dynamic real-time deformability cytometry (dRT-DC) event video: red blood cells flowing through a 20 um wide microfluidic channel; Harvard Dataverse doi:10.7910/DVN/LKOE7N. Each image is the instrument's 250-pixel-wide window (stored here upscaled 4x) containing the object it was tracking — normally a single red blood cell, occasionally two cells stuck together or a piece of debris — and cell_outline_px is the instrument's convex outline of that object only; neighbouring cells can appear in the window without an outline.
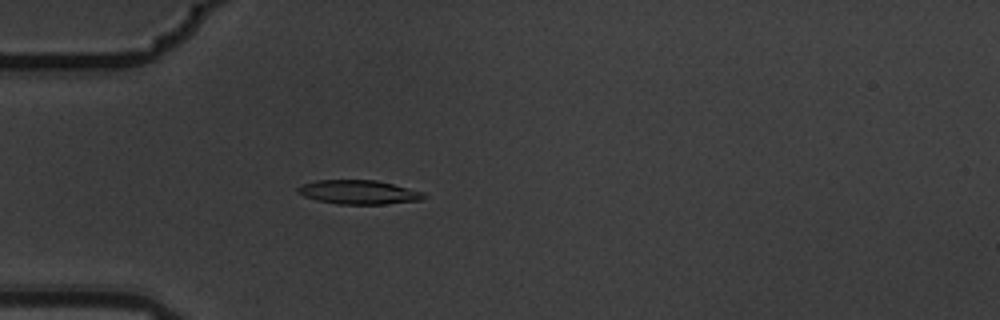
{"species": "common noctule bat (a hibernating species)", "species_latin": "Nyctalus noctula", "temperature_condition": "warm", "stored_images_in_passage": 5, "camera_frame_rate_fps": 3000, "um_per_image_px": 0.085, "animal": {"sex": "male", "body_mass_g": 19.5, "forearm_length_mm": 54.6}, "frame": {"image": 1, "passage_image": 5, "time_ms": 1.333, "image_size_px": [1000, 320], "cell_outline_px": [[428, 196], [424, 200], [384, 204], [340, 204], [316, 200], [304, 196], [296, 192], [296, 188], [300, 184], [316, 180], [376, 180], [424, 192]], "centroid_in_image_um": [30.48, 16.33], "position_along_channel_um": 54.5, "area_um2": 17.8}}